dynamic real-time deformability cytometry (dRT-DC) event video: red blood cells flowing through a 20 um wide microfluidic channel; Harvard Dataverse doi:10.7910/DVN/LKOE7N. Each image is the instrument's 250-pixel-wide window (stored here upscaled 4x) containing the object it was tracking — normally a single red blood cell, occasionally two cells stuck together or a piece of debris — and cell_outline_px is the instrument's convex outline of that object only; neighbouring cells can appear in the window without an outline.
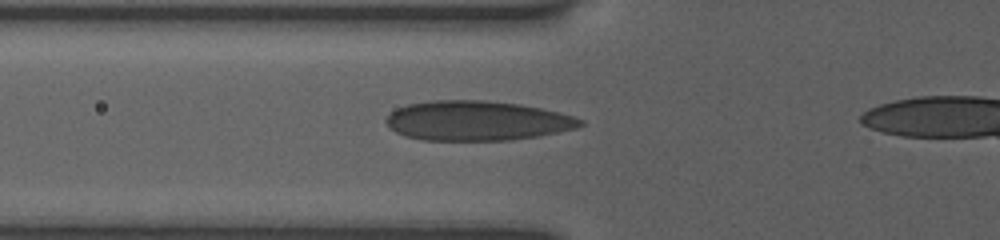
{"species": "human", "species_latin": "Homo sapiens", "temperature_condition": "room temperature", "stored_images_in_passage": 9, "segment_of_instrument_passage": [1, 2], "camera_frame_rate_fps": 3000, "um_per_image_px": 0.085, "donor": {"sex": "female"}, "frame": {"image": 1, "passage_image": 4, "time_ms": 2.667, "image_size_px": [1000, 240], "cell_outline_px": [[584, 124], [576, 128], [540, 136], [512, 140], [420, 140], [404, 136], [396, 132], [384, 120], [396, 108], [408, 104], [432, 100], [484, 100], [520, 104], [560, 112], [584, 120]], "centroid_in_image_um": [40.55, 10.26], "position_along_channel_um": 85.2, "area_um2": 45.03}}
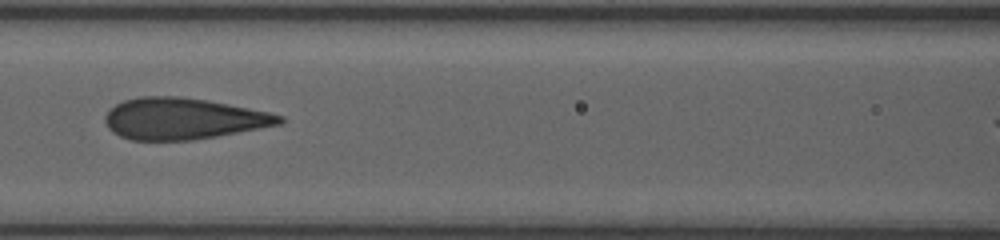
{"frame": {"image": 2, "passage_image": 6, "time_ms": 4.333, "image_size_px": [1000, 240], "cell_outline_px": [[284, 120], [280, 124], [216, 136], [192, 140], [132, 140], [120, 136], [112, 132], [108, 128], [104, 120], [104, 116], [116, 104], [124, 100], [140, 96], [180, 96], [204, 100], [248, 108], [268, 112], [284, 116]], "centroid_in_image_um": [15.52, 10.09], "position_along_channel_um": 151.1, "area_um2": 41.67}}
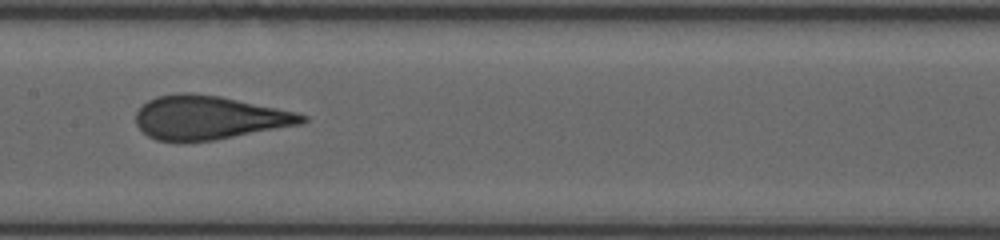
{"frame": {"image": 3, "passage_image": 7, "time_ms": 5.333, "image_size_px": [1000, 240], "cell_outline_px": [[308, 120], [304, 124], [216, 140], [156, 140], [148, 136], [136, 124], [136, 112], [148, 100], [156, 96], [176, 92], [188, 92], [220, 96], [296, 112], [308, 116]], "centroid_in_image_um": [17.8, 9.98], "position_along_channel_um": 189.6, "area_um2": 42.25}}